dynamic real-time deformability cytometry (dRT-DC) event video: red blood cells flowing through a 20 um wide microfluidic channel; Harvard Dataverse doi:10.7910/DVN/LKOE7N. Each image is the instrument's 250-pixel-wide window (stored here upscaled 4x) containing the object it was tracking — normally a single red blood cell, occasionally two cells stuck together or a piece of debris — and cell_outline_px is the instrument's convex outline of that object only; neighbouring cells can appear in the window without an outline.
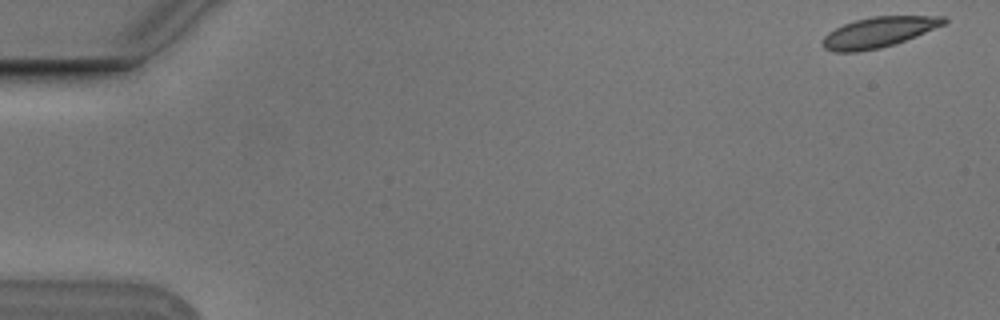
{"species": "Egyptian fruit bat (a non-hibernating species)", "species_latin": "Rousettus aegyptiacus", "temperature_condition": "cold", "stored_images_in_passage": 5, "camera_frame_rate_fps": 3000, "um_per_image_px": 0.085, "animal": {"sex": "male"}, "frame": {"image": 1, "passage_image": 1, "time_ms": 0.0, "image_size_px": [1000, 320], "cell_outline_px": [[948, 20], [944, 24], [916, 36], [880, 48], [856, 52], [832, 52], [824, 48], [824, 36], [828, 32], [844, 24], [856, 20], [872, 16], [944, 16]], "centroid_in_image_um": [74.67, 2.73], "position_along_channel_um": 10.3, "area_um2": 21.15}}